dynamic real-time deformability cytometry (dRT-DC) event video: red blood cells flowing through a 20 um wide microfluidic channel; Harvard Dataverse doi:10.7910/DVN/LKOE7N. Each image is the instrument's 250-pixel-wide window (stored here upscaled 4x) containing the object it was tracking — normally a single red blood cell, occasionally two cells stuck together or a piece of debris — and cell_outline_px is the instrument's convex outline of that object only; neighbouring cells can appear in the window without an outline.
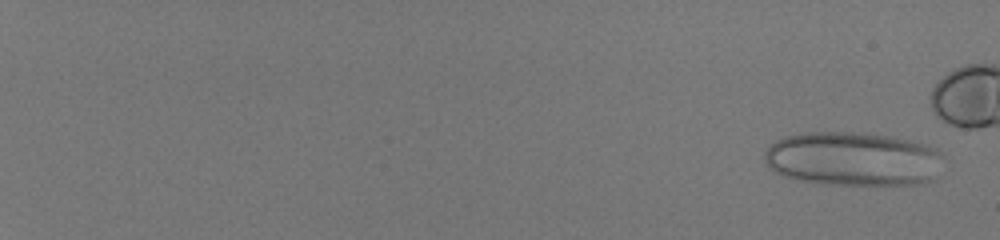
{"species": "human", "species_latin": "Homo sapiens", "temperature_condition": "room temperature", "stored_images_in_passage": 55, "camera_frame_rate_fps": 3000, "um_per_image_px": 0.085, "donor": {"sex": "male"}, "frame": {"image": 1, "passage_image": 3, "time_ms": 0.667, "image_size_px": [1000, 240], "cell_outline_px": [[936, 152], [928, 180], [916, 184], [824, 184], [800, 180], [776, 172], [768, 164], [764, 156], [764, 152], [776, 140], [788, 136], [808, 132], [852, 132], [888, 136], [908, 140], [936, 148]], "centroid_in_image_um": [72.33, 13.49], "position_along_channel_um": 12.7, "area_um2": 54.22}}
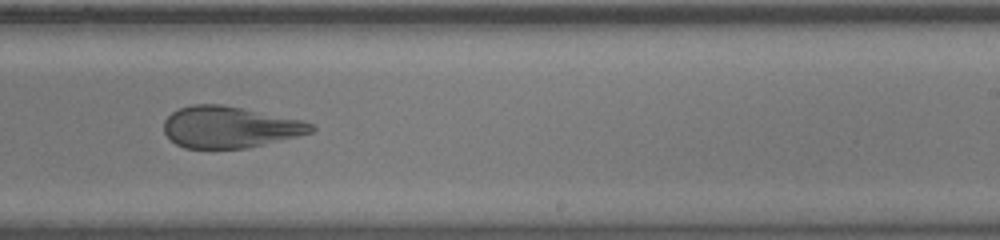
{"frame": {"image": 2, "passage_image": 40, "time_ms": 13.0, "image_size_px": [1000, 240], "cell_outline_px": [[316, 128], [312, 132], [248, 148], [184, 148], [176, 144], [164, 132], [164, 120], [172, 112], [180, 108], [192, 104], [220, 104], [244, 108], [304, 120], [312, 124]], "centroid_in_image_um": [19.53, 10.79], "position_along_channel_um": 269.5, "area_um2": 35.55}}
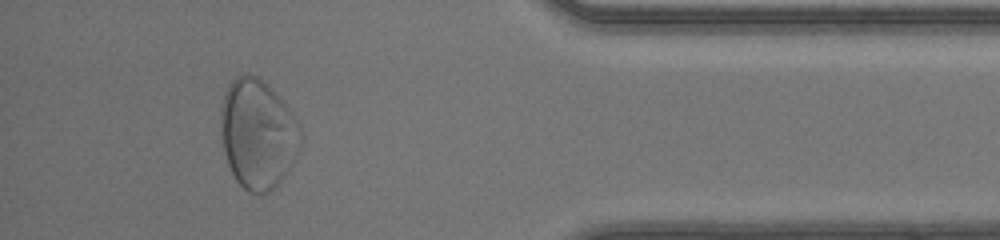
{"frame": {"image": 3, "passage_image": 52, "time_ms": 17.0, "image_size_px": [1000, 240], "cell_outline_px": [[300, 148], [292, 164], [276, 188], [260, 196], [248, 192], [236, 180], [228, 164], [224, 152], [220, 120], [220, 108], [224, 92], [228, 84], [236, 76], [260, 76], [288, 108], [300, 124]], "centroid_in_image_um": [21.9, 11.41], "position_along_channel_um": 413.3, "area_um2": 51.04}}